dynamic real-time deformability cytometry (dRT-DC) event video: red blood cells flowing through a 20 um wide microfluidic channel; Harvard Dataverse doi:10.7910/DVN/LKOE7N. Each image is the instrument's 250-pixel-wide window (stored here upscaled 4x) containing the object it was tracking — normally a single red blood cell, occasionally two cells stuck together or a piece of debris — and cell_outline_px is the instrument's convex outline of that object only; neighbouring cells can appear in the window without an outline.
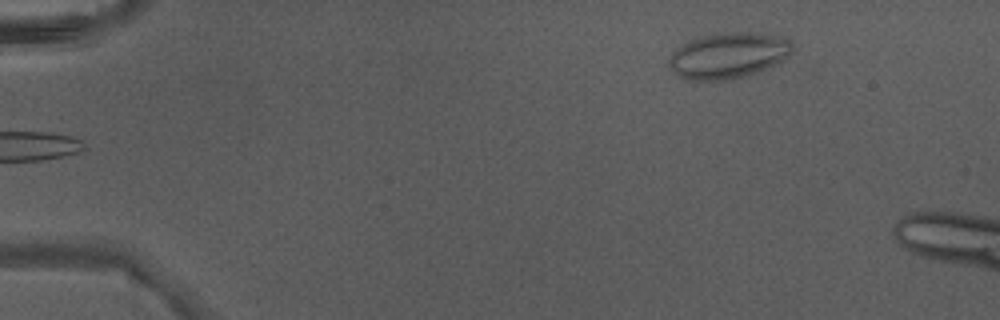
{"species": "Egyptian fruit bat (a non-hibernating species)", "species_latin": "Rousettus aegyptiacus", "temperature_condition": "warm", "stored_images_in_passage": 4, "camera_frame_rate_fps": 3000, "um_per_image_px": 0.085, "animal": {"sex": "male"}, "frame": {"image": 1, "passage_image": 4, "time_ms": 1.0, "image_size_px": [1000, 320], "cell_outline_px": [[792, 52], [784, 60], [776, 64], [748, 76], [736, 80], [692, 80], [680, 76], [668, 68], [668, 60], [672, 52], [676, 48], [688, 40], [700, 36], [732, 32], [748, 32], [780, 36], [792, 40]], "centroid_in_image_um": [61.91, 4.73], "position_along_channel_um": 23.1, "area_um2": 33.29}}